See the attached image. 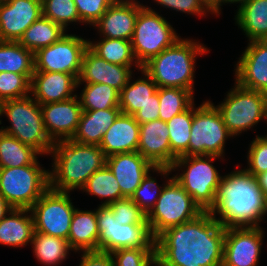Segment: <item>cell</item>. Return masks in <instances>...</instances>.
Wrapping results in <instances>:
<instances>
[{
    "instance_id": "e0dca14e",
    "label": "cell",
    "mask_w": 267,
    "mask_h": 266,
    "mask_svg": "<svg viewBox=\"0 0 267 266\" xmlns=\"http://www.w3.org/2000/svg\"><path fill=\"white\" fill-rule=\"evenodd\" d=\"M41 15V0H0L2 41H19L27 28Z\"/></svg>"
},
{
    "instance_id": "7a4b0ae2",
    "label": "cell",
    "mask_w": 267,
    "mask_h": 266,
    "mask_svg": "<svg viewBox=\"0 0 267 266\" xmlns=\"http://www.w3.org/2000/svg\"><path fill=\"white\" fill-rule=\"evenodd\" d=\"M265 199L253 174L246 169L234 170L222 175L215 202L208 212L225 229L261 227L266 216Z\"/></svg>"
},
{
    "instance_id": "bcb514c9",
    "label": "cell",
    "mask_w": 267,
    "mask_h": 266,
    "mask_svg": "<svg viewBox=\"0 0 267 266\" xmlns=\"http://www.w3.org/2000/svg\"><path fill=\"white\" fill-rule=\"evenodd\" d=\"M158 5L164 8H170L180 13L197 15L198 17L206 16L213 12L202 2V0H154Z\"/></svg>"
},
{
    "instance_id": "8d00e7d4",
    "label": "cell",
    "mask_w": 267,
    "mask_h": 266,
    "mask_svg": "<svg viewBox=\"0 0 267 266\" xmlns=\"http://www.w3.org/2000/svg\"><path fill=\"white\" fill-rule=\"evenodd\" d=\"M159 119L167 122L194 103V93L177 87H158Z\"/></svg>"
},
{
    "instance_id": "11a10c76",
    "label": "cell",
    "mask_w": 267,
    "mask_h": 266,
    "mask_svg": "<svg viewBox=\"0 0 267 266\" xmlns=\"http://www.w3.org/2000/svg\"><path fill=\"white\" fill-rule=\"evenodd\" d=\"M265 203H266V216H267V195H266Z\"/></svg>"
},
{
    "instance_id": "ba28073f",
    "label": "cell",
    "mask_w": 267,
    "mask_h": 266,
    "mask_svg": "<svg viewBox=\"0 0 267 266\" xmlns=\"http://www.w3.org/2000/svg\"><path fill=\"white\" fill-rule=\"evenodd\" d=\"M34 164L0 168V194L15 209H30L49 188V169Z\"/></svg>"
},
{
    "instance_id": "681fc988",
    "label": "cell",
    "mask_w": 267,
    "mask_h": 266,
    "mask_svg": "<svg viewBox=\"0 0 267 266\" xmlns=\"http://www.w3.org/2000/svg\"><path fill=\"white\" fill-rule=\"evenodd\" d=\"M12 207L6 199L0 194V221L8 214Z\"/></svg>"
},
{
    "instance_id": "ac0fdd59",
    "label": "cell",
    "mask_w": 267,
    "mask_h": 266,
    "mask_svg": "<svg viewBox=\"0 0 267 266\" xmlns=\"http://www.w3.org/2000/svg\"><path fill=\"white\" fill-rule=\"evenodd\" d=\"M235 82L241 87L267 93V42L248 43L235 65Z\"/></svg>"
},
{
    "instance_id": "30bf717a",
    "label": "cell",
    "mask_w": 267,
    "mask_h": 266,
    "mask_svg": "<svg viewBox=\"0 0 267 266\" xmlns=\"http://www.w3.org/2000/svg\"><path fill=\"white\" fill-rule=\"evenodd\" d=\"M188 156L214 155L223 159L227 139L234 137L210 100L194 107Z\"/></svg>"
},
{
    "instance_id": "816d5d0a",
    "label": "cell",
    "mask_w": 267,
    "mask_h": 266,
    "mask_svg": "<svg viewBox=\"0 0 267 266\" xmlns=\"http://www.w3.org/2000/svg\"><path fill=\"white\" fill-rule=\"evenodd\" d=\"M256 178L259 186L261 187L265 195H267V172L257 175Z\"/></svg>"
},
{
    "instance_id": "ab89813d",
    "label": "cell",
    "mask_w": 267,
    "mask_h": 266,
    "mask_svg": "<svg viewBox=\"0 0 267 266\" xmlns=\"http://www.w3.org/2000/svg\"><path fill=\"white\" fill-rule=\"evenodd\" d=\"M32 75L0 72V102L29 96Z\"/></svg>"
},
{
    "instance_id": "7c38bea8",
    "label": "cell",
    "mask_w": 267,
    "mask_h": 266,
    "mask_svg": "<svg viewBox=\"0 0 267 266\" xmlns=\"http://www.w3.org/2000/svg\"><path fill=\"white\" fill-rule=\"evenodd\" d=\"M99 231L98 251L113 252L126 248H156L148 224H119L109 206L96 208Z\"/></svg>"
},
{
    "instance_id": "c3c4849f",
    "label": "cell",
    "mask_w": 267,
    "mask_h": 266,
    "mask_svg": "<svg viewBox=\"0 0 267 266\" xmlns=\"http://www.w3.org/2000/svg\"><path fill=\"white\" fill-rule=\"evenodd\" d=\"M80 257L79 266H113V258L109 252L82 251Z\"/></svg>"
},
{
    "instance_id": "e575fe53",
    "label": "cell",
    "mask_w": 267,
    "mask_h": 266,
    "mask_svg": "<svg viewBox=\"0 0 267 266\" xmlns=\"http://www.w3.org/2000/svg\"><path fill=\"white\" fill-rule=\"evenodd\" d=\"M193 120V104L167 121L171 147V167L176 158L188 156V145Z\"/></svg>"
},
{
    "instance_id": "9c48e42d",
    "label": "cell",
    "mask_w": 267,
    "mask_h": 266,
    "mask_svg": "<svg viewBox=\"0 0 267 266\" xmlns=\"http://www.w3.org/2000/svg\"><path fill=\"white\" fill-rule=\"evenodd\" d=\"M165 17L144 6L137 15L131 45L138 64L142 67L151 58L172 46L181 36L177 35Z\"/></svg>"
},
{
    "instance_id": "4fadbf2b",
    "label": "cell",
    "mask_w": 267,
    "mask_h": 266,
    "mask_svg": "<svg viewBox=\"0 0 267 266\" xmlns=\"http://www.w3.org/2000/svg\"><path fill=\"white\" fill-rule=\"evenodd\" d=\"M70 192L48 188L30 208L35 232L68 240L72 216L76 207Z\"/></svg>"
},
{
    "instance_id": "4316f807",
    "label": "cell",
    "mask_w": 267,
    "mask_h": 266,
    "mask_svg": "<svg viewBox=\"0 0 267 266\" xmlns=\"http://www.w3.org/2000/svg\"><path fill=\"white\" fill-rule=\"evenodd\" d=\"M99 231L96 209H75L72 216L68 242L74 252L98 251Z\"/></svg>"
},
{
    "instance_id": "83f0119b",
    "label": "cell",
    "mask_w": 267,
    "mask_h": 266,
    "mask_svg": "<svg viewBox=\"0 0 267 266\" xmlns=\"http://www.w3.org/2000/svg\"><path fill=\"white\" fill-rule=\"evenodd\" d=\"M234 19L249 42L267 38V0L247 1L238 7Z\"/></svg>"
},
{
    "instance_id": "d6986e66",
    "label": "cell",
    "mask_w": 267,
    "mask_h": 266,
    "mask_svg": "<svg viewBox=\"0 0 267 266\" xmlns=\"http://www.w3.org/2000/svg\"><path fill=\"white\" fill-rule=\"evenodd\" d=\"M144 6L137 0H116L93 27L102 37L131 41L137 15Z\"/></svg>"
},
{
    "instance_id": "74e56055",
    "label": "cell",
    "mask_w": 267,
    "mask_h": 266,
    "mask_svg": "<svg viewBox=\"0 0 267 266\" xmlns=\"http://www.w3.org/2000/svg\"><path fill=\"white\" fill-rule=\"evenodd\" d=\"M119 92L113 87L101 84H85L79 97L82 110H104L119 108Z\"/></svg>"
},
{
    "instance_id": "836d02e7",
    "label": "cell",
    "mask_w": 267,
    "mask_h": 266,
    "mask_svg": "<svg viewBox=\"0 0 267 266\" xmlns=\"http://www.w3.org/2000/svg\"><path fill=\"white\" fill-rule=\"evenodd\" d=\"M34 73V53L18 41L0 43V72Z\"/></svg>"
},
{
    "instance_id": "6da1fadb",
    "label": "cell",
    "mask_w": 267,
    "mask_h": 266,
    "mask_svg": "<svg viewBox=\"0 0 267 266\" xmlns=\"http://www.w3.org/2000/svg\"><path fill=\"white\" fill-rule=\"evenodd\" d=\"M225 228L209 212L168 228L155 239L159 266H221Z\"/></svg>"
},
{
    "instance_id": "60d3db41",
    "label": "cell",
    "mask_w": 267,
    "mask_h": 266,
    "mask_svg": "<svg viewBox=\"0 0 267 266\" xmlns=\"http://www.w3.org/2000/svg\"><path fill=\"white\" fill-rule=\"evenodd\" d=\"M113 266H154L156 248H126L110 253Z\"/></svg>"
},
{
    "instance_id": "f5cc1de1",
    "label": "cell",
    "mask_w": 267,
    "mask_h": 266,
    "mask_svg": "<svg viewBox=\"0 0 267 266\" xmlns=\"http://www.w3.org/2000/svg\"><path fill=\"white\" fill-rule=\"evenodd\" d=\"M247 1H249V0H219V15H220V11H221V6L223 5V4H228V3H230V4H233V3H239V6H237V7H240L241 5H243L244 3H246Z\"/></svg>"
},
{
    "instance_id": "2e32d148",
    "label": "cell",
    "mask_w": 267,
    "mask_h": 266,
    "mask_svg": "<svg viewBox=\"0 0 267 266\" xmlns=\"http://www.w3.org/2000/svg\"><path fill=\"white\" fill-rule=\"evenodd\" d=\"M264 234L262 227L225 229L223 265L257 266Z\"/></svg>"
},
{
    "instance_id": "7402d4cb",
    "label": "cell",
    "mask_w": 267,
    "mask_h": 266,
    "mask_svg": "<svg viewBox=\"0 0 267 266\" xmlns=\"http://www.w3.org/2000/svg\"><path fill=\"white\" fill-rule=\"evenodd\" d=\"M77 83L78 79L68 73L34 71L30 95L40 104L64 101L77 95Z\"/></svg>"
},
{
    "instance_id": "f35d334b",
    "label": "cell",
    "mask_w": 267,
    "mask_h": 266,
    "mask_svg": "<svg viewBox=\"0 0 267 266\" xmlns=\"http://www.w3.org/2000/svg\"><path fill=\"white\" fill-rule=\"evenodd\" d=\"M42 15L66 31L70 23H81L74 0H41Z\"/></svg>"
},
{
    "instance_id": "484cf974",
    "label": "cell",
    "mask_w": 267,
    "mask_h": 266,
    "mask_svg": "<svg viewBox=\"0 0 267 266\" xmlns=\"http://www.w3.org/2000/svg\"><path fill=\"white\" fill-rule=\"evenodd\" d=\"M34 231L30 209L12 208L0 221V244L15 248L31 244Z\"/></svg>"
},
{
    "instance_id": "9f6ffc18",
    "label": "cell",
    "mask_w": 267,
    "mask_h": 266,
    "mask_svg": "<svg viewBox=\"0 0 267 266\" xmlns=\"http://www.w3.org/2000/svg\"><path fill=\"white\" fill-rule=\"evenodd\" d=\"M0 114H1V102H0ZM0 116H1V115H0ZM0 124H2V123H1V120H0Z\"/></svg>"
},
{
    "instance_id": "f546056e",
    "label": "cell",
    "mask_w": 267,
    "mask_h": 266,
    "mask_svg": "<svg viewBox=\"0 0 267 266\" xmlns=\"http://www.w3.org/2000/svg\"><path fill=\"white\" fill-rule=\"evenodd\" d=\"M66 34V30L41 15L31 24L18 41L22 46L33 53L59 41Z\"/></svg>"
},
{
    "instance_id": "5b68a950",
    "label": "cell",
    "mask_w": 267,
    "mask_h": 266,
    "mask_svg": "<svg viewBox=\"0 0 267 266\" xmlns=\"http://www.w3.org/2000/svg\"><path fill=\"white\" fill-rule=\"evenodd\" d=\"M0 115L10 122L6 128L0 127L1 131L33 147L41 156L50 154L55 142L46 131L40 103L31 95L1 102Z\"/></svg>"
},
{
    "instance_id": "603a6c76",
    "label": "cell",
    "mask_w": 267,
    "mask_h": 266,
    "mask_svg": "<svg viewBox=\"0 0 267 266\" xmlns=\"http://www.w3.org/2000/svg\"><path fill=\"white\" fill-rule=\"evenodd\" d=\"M137 152L154 167H171V147L167 122L156 119L140 124Z\"/></svg>"
},
{
    "instance_id": "b9f144b4",
    "label": "cell",
    "mask_w": 267,
    "mask_h": 266,
    "mask_svg": "<svg viewBox=\"0 0 267 266\" xmlns=\"http://www.w3.org/2000/svg\"><path fill=\"white\" fill-rule=\"evenodd\" d=\"M150 173L151 171L147 173L139 187L130 197L146 215L154 208L163 189V187L157 184L156 178L152 177Z\"/></svg>"
},
{
    "instance_id": "d590c367",
    "label": "cell",
    "mask_w": 267,
    "mask_h": 266,
    "mask_svg": "<svg viewBox=\"0 0 267 266\" xmlns=\"http://www.w3.org/2000/svg\"><path fill=\"white\" fill-rule=\"evenodd\" d=\"M81 191L88 193V195L104 198L105 201L101 202V205L105 206L125 198L121 194L116 177L106 165L91 175Z\"/></svg>"
},
{
    "instance_id": "d6a6232c",
    "label": "cell",
    "mask_w": 267,
    "mask_h": 266,
    "mask_svg": "<svg viewBox=\"0 0 267 266\" xmlns=\"http://www.w3.org/2000/svg\"><path fill=\"white\" fill-rule=\"evenodd\" d=\"M41 154L15 137L0 130V168L34 164Z\"/></svg>"
},
{
    "instance_id": "7bdbcfd3",
    "label": "cell",
    "mask_w": 267,
    "mask_h": 266,
    "mask_svg": "<svg viewBox=\"0 0 267 266\" xmlns=\"http://www.w3.org/2000/svg\"><path fill=\"white\" fill-rule=\"evenodd\" d=\"M113 211L114 218L121 225L148 224L147 215L131 198H123L108 205Z\"/></svg>"
},
{
    "instance_id": "7dc6e473",
    "label": "cell",
    "mask_w": 267,
    "mask_h": 266,
    "mask_svg": "<svg viewBox=\"0 0 267 266\" xmlns=\"http://www.w3.org/2000/svg\"><path fill=\"white\" fill-rule=\"evenodd\" d=\"M133 116L139 124L159 119L158 89L157 92L151 96V100Z\"/></svg>"
},
{
    "instance_id": "f907efd6",
    "label": "cell",
    "mask_w": 267,
    "mask_h": 266,
    "mask_svg": "<svg viewBox=\"0 0 267 266\" xmlns=\"http://www.w3.org/2000/svg\"><path fill=\"white\" fill-rule=\"evenodd\" d=\"M202 2L213 12L214 15H219V0H202Z\"/></svg>"
},
{
    "instance_id": "8fae6325",
    "label": "cell",
    "mask_w": 267,
    "mask_h": 266,
    "mask_svg": "<svg viewBox=\"0 0 267 266\" xmlns=\"http://www.w3.org/2000/svg\"><path fill=\"white\" fill-rule=\"evenodd\" d=\"M225 99L215 107L228 131L235 137L264 119L265 93L241 87L235 82Z\"/></svg>"
},
{
    "instance_id": "ffe728a7",
    "label": "cell",
    "mask_w": 267,
    "mask_h": 266,
    "mask_svg": "<svg viewBox=\"0 0 267 266\" xmlns=\"http://www.w3.org/2000/svg\"><path fill=\"white\" fill-rule=\"evenodd\" d=\"M46 131L54 141L71 139L79 125L82 107L78 96L49 104H40Z\"/></svg>"
},
{
    "instance_id": "52a82bcc",
    "label": "cell",
    "mask_w": 267,
    "mask_h": 266,
    "mask_svg": "<svg viewBox=\"0 0 267 266\" xmlns=\"http://www.w3.org/2000/svg\"><path fill=\"white\" fill-rule=\"evenodd\" d=\"M166 182L154 208L147 215L149 230L154 239L168 228L189 222L203 213L173 176L166 178Z\"/></svg>"
},
{
    "instance_id": "8992f818",
    "label": "cell",
    "mask_w": 267,
    "mask_h": 266,
    "mask_svg": "<svg viewBox=\"0 0 267 266\" xmlns=\"http://www.w3.org/2000/svg\"><path fill=\"white\" fill-rule=\"evenodd\" d=\"M217 159H220L219 156L214 155L180 156L172 165V170L179 171L181 169L183 172L177 173L173 177L203 212H208L213 207L222 178L215 166L212 165Z\"/></svg>"
},
{
    "instance_id": "9a60e30c",
    "label": "cell",
    "mask_w": 267,
    "mask_h": 266,
    "mask_svg": "<svg viewBox=\"0 0 267 266\" xmlns=\"http://www.w3.org/2000/svg\"><path fill=\"white\" fill-rule=\"evenodd\" d=\"M106 166L116 177L121 194L130 198L149 171L163 177L172 174V167H154L139 152L117 153L106 157Z\"/></svg>"
},
{
    "instance_id": "5bb4252c",
    "label": "cell",
    "mask_w": 267,
    "mask_h": 266,
    "mask_svg": "<svg viewBox=\"0 0 267 266\" xmlns=\"http://www.w3.org/2000/svg\"><path fill=\"white\" fill-rule=\"evenodd\" d=\"M88 41L66 33L59 41L34 53V71L68 73L78 79Z\"/></svg>"
},
{
    "instance_id": "ee69618b",
    "label": "cell",
    "mask_w": 267,
    "mask_h": 266,
    "mask_svg": "<svg viewBox=\"0 0 267 266\" xmlns=\"http://www.w3.org/2000/svg\"><path fill=\"white\" fill-rule=\"evenodd\" d=\"M247 153V164L245 168L255 177L261 173L267 172V138L257 135L249 145Z\"/></svg>"
},
{
    "instance_id": "cb8c5ba5",
    "label": "cell",
    "mask_w": 267,
    "mask_h": 266,
    "mask_svg": "<svg viewBox=\"0 0 267 266\" xmlns=\"http://www.w3.org/2000/svg\"><path fill=\"white\" fill-rule=\"evenodd\" d=\"M140 124L134 116L120 113L104 133L99 147L106 157L117 153L137 152Z\"/></svg>"
},
{
    "instance_id": "d4e9b609",
    "label": "cell",
    "mask_w": 267,
    "mask_h": 266,
    "mask_svg": "<svg viewBox=\"0 0 267 266\" xmlns=\"http://www.w3.org/2000/svg\"><path fill=\"white\" fill-rule=\"evenodd\" d=\"M120 113V108L82 110L79 125L71 140L80 144L100 145L104 133Z\"/></svg>"
},
{
    "instance_id": "3957f363",
    "label": "cell",
    "mask_w": 267,
    "mask_h": 266,
    "mask_svg": "<svg viewBox=\"0 0 267 266\" xmlns=\"http://www.w3.org/2000/svg\"><path fill=\"white\" fill-rule=\"evenodd\" d=\"M49 155V187L70 192L82 189L93 173L106 165V156L99 145L80 144L71 139L55 142Z\"/></svg>"
},
{
    "instance_id": "44dd1931",
    "label": "cell",
    "mask_w": 267,
    "mask_h": 266,
    "mask_svg": "<svg viewBox=\"0 0 267 266\" xmlns=\"http://www.w3.org/2000/svg\"><path fill=\"white\" fill-rule=\"evenodd\" d=\"M131 68L109 63L88 47L83 55L77 87L84 83H101L113 87L120 93L133 74Z\"/></svg>"
},
{
    "instance_id": "4dcf8cb0",
    "label": "cell",
    "mask_w": 267,
    "mask_h": 266,
    "mask_svg": "<svg viewBox=\"0 0 267 266\" xmlns=\"http://www.w3.org/2000/svg\"><path fill=\"white\" fill-rule=\"evenodd\" d=\"M88 47L109 63L123 66L133 65L139 71L142 69L134 56L131 41L129 40L102 37L98 42L89 40Z\"/></svg>"
},
{
    "instance_id": "277c9868",
    "label": "cell",
    "mask_w": 267,
    "mask_h": 266,
    "mask_svg": "<svg viewBox=\"0 0 267 266\" xmlns=\"http://www.w3.org/2000/svg\"><path fill=\"white\" fill-rule=\"evenodd\" d=\"M208 51L197 40L180 38L145 63L142 70L158 87H177L194 93L196 59Z\"/></svg>"
},
{
    "instance_id": "f6af8a7d",
    "label": "cell",
    "mask_w": 267,
    "mask_h": 266,
    "mask_svg": "<svg viewBox=\"0 0 267 266\" xmlns=\"http://www.w3.org/2000/svg\"><path fill=\"white\" fill-rule=\"evenodd\" d=\"M116 0H74L81 23L93 26Z\"/></svg>"
},
{
    "instance_id": "1f68e13d",
    "label": "cell",
    "mask_w": 267,
    "mask_h": 266,
    "mask_svg": "<svg viewBox=\"0 0 267 266\" xmlns=\"http://www.w3.org/2000/svg\"><path fill=\"white\" fill-rule=\"evenodd\" d=\"M31 245L38 262L46 266L60 265L73 250L67 240L35 231Z\"/></svg>"
},
{
    "instance_id": "f1b7e54d",
    "label": "cell",
    "mask_w": 267,
    "mask_h": 266,
    "mask_svg": "<svg viewBox=\"0 0 267 266\" xmlns=\"http://www.w3.org/2000/svg\"><path fill=\"white\" fill-rule=\"evenodd\" d=\"M142 77L132 81L130 77L128 83L119 94V108L121 113L134 115L140 108L145 106L151 96L157 92L158 86L142 69ZM132 81V82H131Z\"/></svg>"
},
{
    "instance_id": "db71d44e",
    "label": "cell",
    "mask_w": 267,
    "mask_h": 266,
    "mask_svg": "<svg viewBox=\"0 0 267 266\" xmlns=\"http://www.w3.org/2000/svg\"><path fill=\"white\" fill-rule=\"evenodd\" d=\"M264 121L267 122V93H265V110H264Z\"/></svg>"
}]
</instances>
